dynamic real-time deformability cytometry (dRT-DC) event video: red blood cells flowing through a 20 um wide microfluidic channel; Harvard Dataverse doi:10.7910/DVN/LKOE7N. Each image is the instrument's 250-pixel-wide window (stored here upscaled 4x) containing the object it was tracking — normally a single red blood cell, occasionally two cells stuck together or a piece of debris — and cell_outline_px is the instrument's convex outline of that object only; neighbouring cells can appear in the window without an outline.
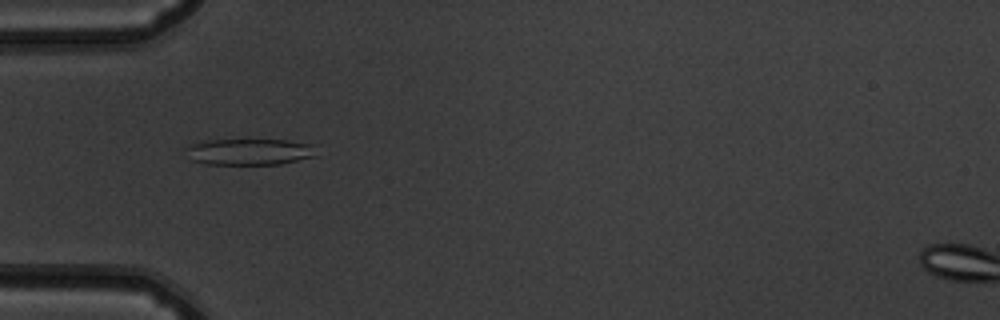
{"species": "common noctule bat (a hibernating species)", "species_latin": "Nyctalus noctula", "temperature_condition": "warm", "stored_images_in_passage": 36, "camera_frame_rate_fps": 3000, "um_per_image_px": 0.085, "animal": {"sex": "male", "body_mass_g": 19.5, "forearm_length_mm": 54.6}, "frame": {"image": 1, "passage_image": 1, "time_ms": 0.0, "image_size_px": [1000, 320], "cell_outline_px": [[320, 144], [316, 156], [280, 164], [204, 164], [192, 160], [184, 148], [192, 144], [204, 140], [288, 140]], "centroid_in_image_um": [21.3, 12.89], "position_along_channel_um": 63.7, "area_um2": 20.4}}
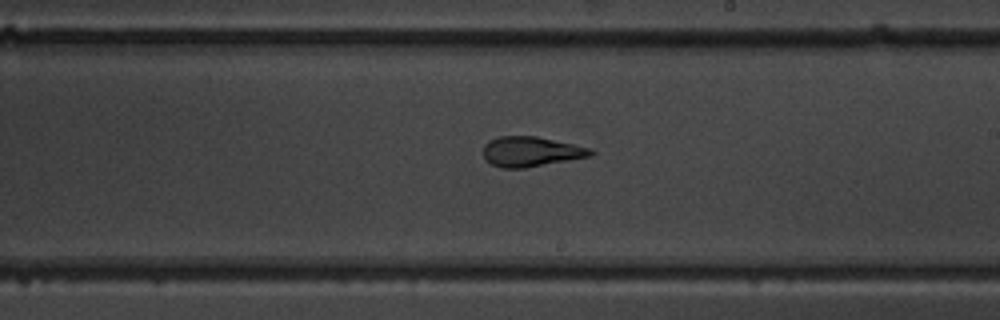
{"frame": {"image": 2, "passage_image": 15, "time_ms": 4.667, "image_size_px": [1000, 320], "cell_outline_px": [[596, 152], [592, 156], [524, 168], [504, 168], [492, 164], [484, 160], [484, 144], [488, 140], [500, 136], [536, 136], [572, 144], [588, 148]], "centroid_in_image_um": [45.1, 12.89], "position_along_channel_um": 243.9, "area_um2": 18.67}}
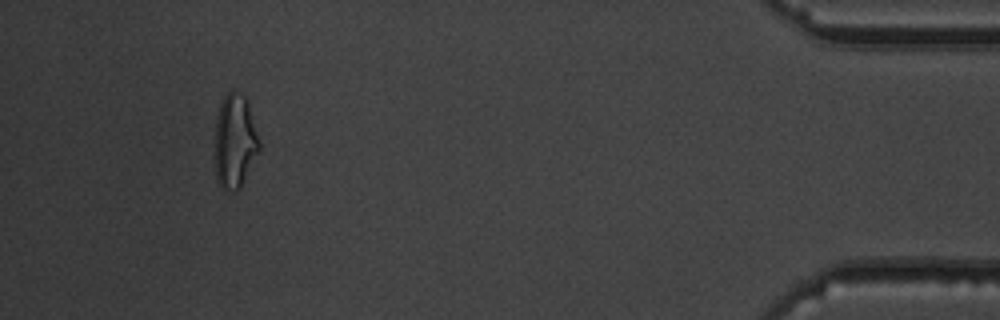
{"frame": {"image": 3, "passage_image": 33, "time_ms": 10.667, "image_size_px": [1000, 320], "cell_outline_px": [[260, 148], [240, 188], [236, 192], [224, 188], [216, 180], [216, 116], [220, 104], [224, 96], [232, 88], [236, 88], [248, 100], [260, 144]], "centroid_in_image_um": [19.97, 11.94], "position_along_channel_um": 415.2, "area_um2": 24.22}, "authors_computed_cell_mechanics": {"area_um2": 19.2763, "velocity_mm_per_s": 3.8968, "shape_relaxation_time_tau1_ms": null, "shape_relaxation_time_tau2_ms": 1.4449, "deformation_change_tau1": null, "deformation_change_tau2": 0.0972}}